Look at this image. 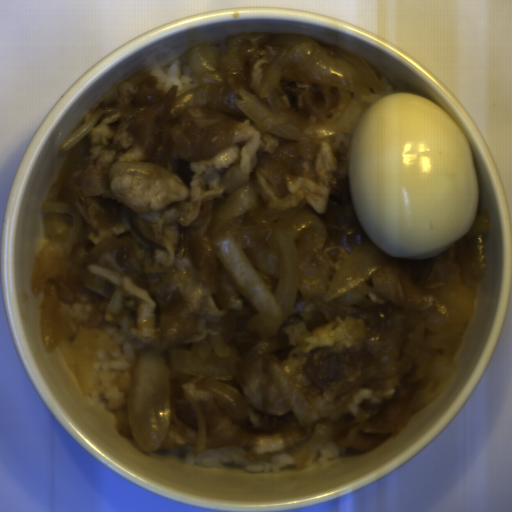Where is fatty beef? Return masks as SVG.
<instances>
[{
  "label": "fatty beef",
  "mask_w": 512,
  "mask_h": 512,
  "mask_svg": "<svg viewBox=\"0 0 512 512\" xmlns=\"http://www.w3.org/2000/svg\"><path fill=\"white\" fill-rule=\"evenodd\" d=\"M116 419V432L124 437L135 440L130 430L129 406L113 407Z\"/></svg>",
  "instance_id": "obj_2"
},
{
  "label": "fatty beef",
  "mask_w": 512,
  "mask_h": 512,
  "mask_svg": "<svg viewBox=\"0 0 512 512\" xmlns=\"http://www.w3.org/2000/svg\"><path fill=\"white\" fill-rule=\"evenodd\" d=\"M190 446L182 436L174 429H168L163 443L158 449L169 450L171 448Z\"/></svg>",
  "instance_id": "obj_3"
},
{
  "label": "fatty beef",
  "mask_w": 512,
  "mask_h": 512,
  "mask_svg": "<svg viewBox=\"0 0 512 512\" xmlns=\"http://www.w3.org/2000/svg\"><path fill=\"white\" fill-rule=\"evenodd\" d=\"M246 32L220 51L218 70L176 97L141 69L111 86L70 148L47 202L63 203L90 232L44 277L39 332L53 350L78 328L129 320L145 349L191 350L223 336L239 359L230 381L180 377L177 418L197 429L205 449L240 447L248 460L278 454L305 467L318 444L370 452L397 437L411 416L446 391L454 358L487 273L486 211L465 234L428 259L392 257L365 233L353 209L349 155L354 134L283 138L260 133L234 100L244 90L305 130L341 118L330 85L281 78L260 97L281 46ZM258 206L228 223L273 293L289 232L299 258L296 300L277 333L248 331L255 307L235 284L209 239L215 208L246 184ZM374 247L384 265L341 297L324 302L333 276L354 250ZM279 363L319 416L300 426L270 377Z\"/></svg>",
  "instance_id": "obj_1"
}]
</instances>
